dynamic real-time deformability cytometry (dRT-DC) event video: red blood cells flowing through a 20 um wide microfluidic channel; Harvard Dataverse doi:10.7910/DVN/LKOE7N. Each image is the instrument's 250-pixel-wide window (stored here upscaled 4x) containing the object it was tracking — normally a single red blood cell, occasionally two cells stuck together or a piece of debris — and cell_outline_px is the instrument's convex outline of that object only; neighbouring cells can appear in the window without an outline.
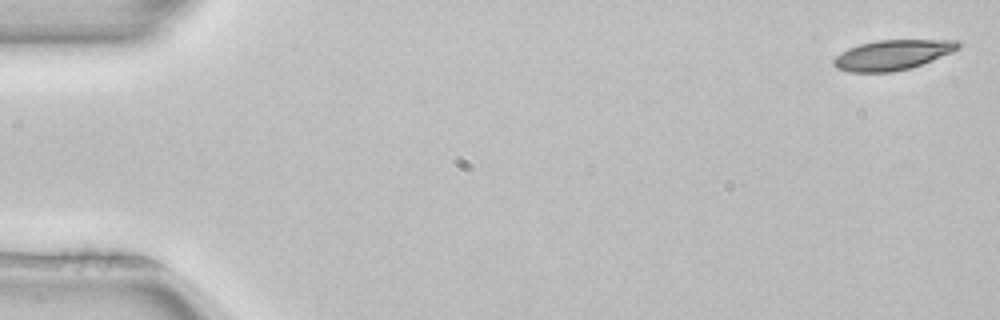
{"species": "common noctule bat (a hibernating species)", "species_latin": "Nyctalus noctula", "temperature_condition": "room temperature", "stored_images_in_passage": 51, "camera_frame_rate_fps": 3000, "um_per_image_px": 0.085, "animal": {"sex": "female", "body_mass_g": 22.7, "forearm_length_mm": 54.2}, "frame": {"image": 1, "passage_image": 1, "time_ms": 0.0, "image_size_px": [1000, 320], "cell_outline_px": [[960, 48], [952, 52], [912, 68], [892, 72], [848, 72], [836, 68], [832, 64], [832, 60], [840, 52], [848, 48], [860, 44], [876, 40], [960, 40]], "centroid_in_image_um": [75.84, 4.67], "position_along_channel_um": 9.2, "area_um2": 21.96}}
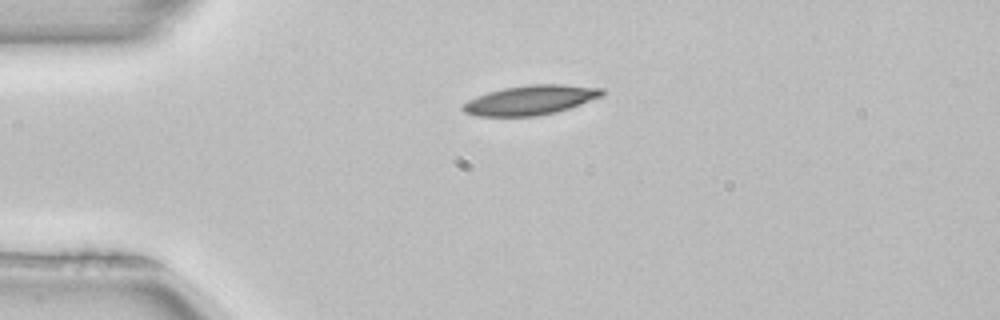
{"frame": {"image": 2, "passage_image": 12, "time_ms": 3.667, "image_size_px": [1000, 320], "cell_outline_px": [[604, 92], [600, 96], [580, 104], [556, 112], [536, 116], [476, 116], [464, 112], [460, 108], [460, 104], [476, 96], [488, 92], [504, 88], [528, 84], [564, 84], [604, 88]], "centroid_in_image_um": [45.03, 8.5], "position_along_channel_um": 40.0, "area_um2": 23.99}}
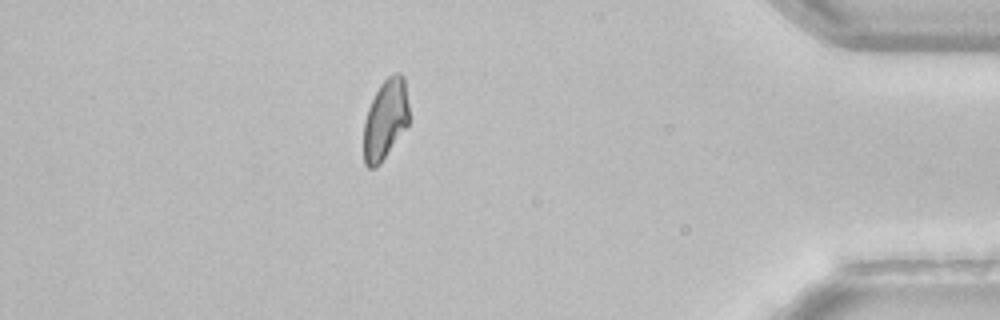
{"frame": {"image": 3, "passage_image": 45, "time_ms": 14.667, "image_size_px": [1000, 320], "cell_outline_px": [[408, 124], [380, 164], [376, 168], [368, 168], [364, 164], [364, 120], [368, 108], [380, 84], [388, 76], [396, 72], [400, 72], [404, 76], [408, 104]], "centroid_in_image_um": [32.75, 10.15], "position_along_channel_um": 402.5, "area_um2": 21.1}, "authors_computed_cell_mechanics": {"area_um2": 22.5998, "velocity_mm_per_s": 3.973, "shape_relaxation_time_tau1_ms": 7.0612, "shape_relaxation_time_tau2_ms": null, "deformation_change_tau1": 0.1724, "deformation_change_tau2": null}}